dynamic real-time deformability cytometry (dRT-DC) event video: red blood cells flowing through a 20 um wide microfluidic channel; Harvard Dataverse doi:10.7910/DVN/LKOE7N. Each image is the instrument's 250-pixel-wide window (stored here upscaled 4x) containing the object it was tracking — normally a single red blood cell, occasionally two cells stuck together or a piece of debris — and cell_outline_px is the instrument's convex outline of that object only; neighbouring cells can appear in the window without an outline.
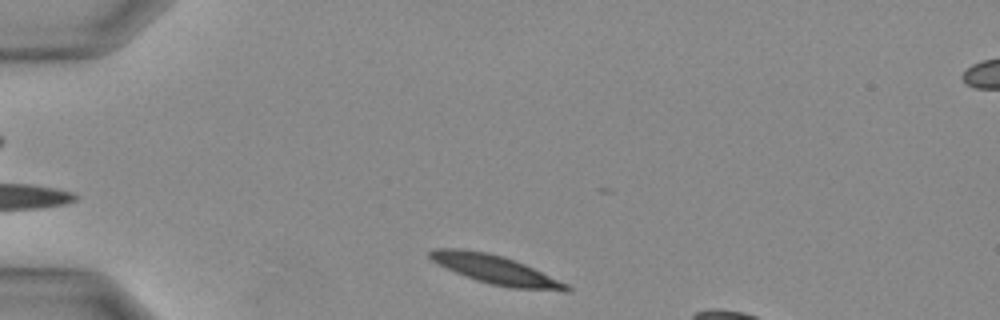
{"species": "Egyptian fruit bat (a non-hibernating species)", "species_latin": "Rousettus aegyptiacus", "temperature_condition": "warm", "stored_images_in_passage": 15, "camera_frame_rate_fps": 3000, "um_per_image_px": 0.085, "animal": {"sex": "female"}, "frame": {"image": 1, "passage_image": 1, "time_ms": 0.0, "image_size_px": [1000, 320], "cell_outline_px": [[572, 288], [568, 292], [564, 292], [512, 288], [492, 284], [476, 280], [456, 272], [432, 260], [428, 256], [428, 252], [436, 248], [460, 248], [488, 252], [524, 264], [568, 284]], "centroid_in_image_um": [42.16, 22.94], "position_along_channel_um": 42.8, "area_um2": 22.66}}
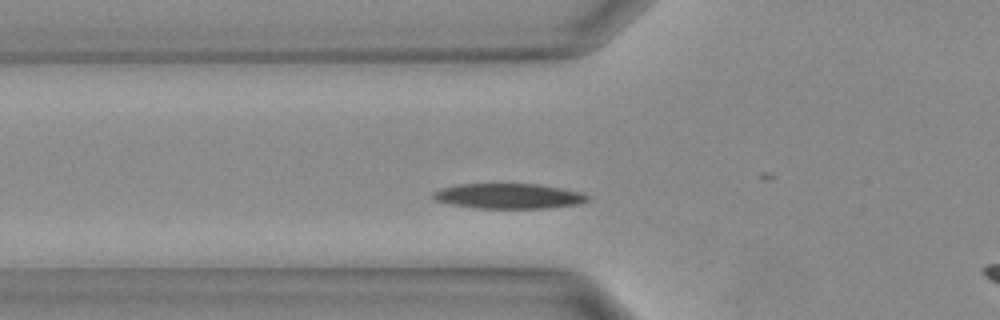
{"frame": {"image": 2, "passage_image": 5, "time_ms": 1.333, "image_size_px": [1000, 320], "cell_outline_px": [[592, 200], [580, 204], [544, 208], [476, 208], [452, 204], [436, 200], [432, 196], [432, 192], [440, 188], [460, 184], [536, 184], [560, 188], [576, 192], [588, 196]], "centroid_in_image_um": [43.22, 16.67], "position_along_channel_um": 82.6, "area_um2": 22.43}}
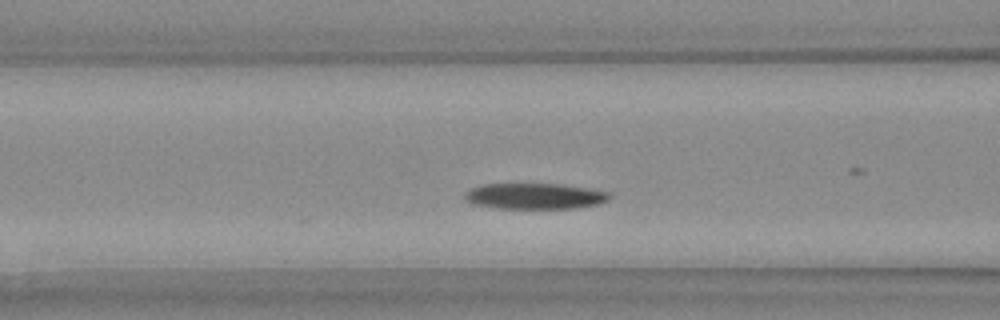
{"frame": {"image": 3, "passage_image": 7, "time_ms": 2.0, "image_size_px": [1000, 320], "cell_outline_px": [[612, 196], [608, 200], [600, 204], [576, 208], [500, 208], [476, 204], [468, 200], [464, 196], [472, 188], [484, 184], [556, 184], [584, 188], [608, 192]], "centroid_in_image_um": [45.51, 16.67], "position_along_channel_um": 121.1, "area_um2": 21.33}}